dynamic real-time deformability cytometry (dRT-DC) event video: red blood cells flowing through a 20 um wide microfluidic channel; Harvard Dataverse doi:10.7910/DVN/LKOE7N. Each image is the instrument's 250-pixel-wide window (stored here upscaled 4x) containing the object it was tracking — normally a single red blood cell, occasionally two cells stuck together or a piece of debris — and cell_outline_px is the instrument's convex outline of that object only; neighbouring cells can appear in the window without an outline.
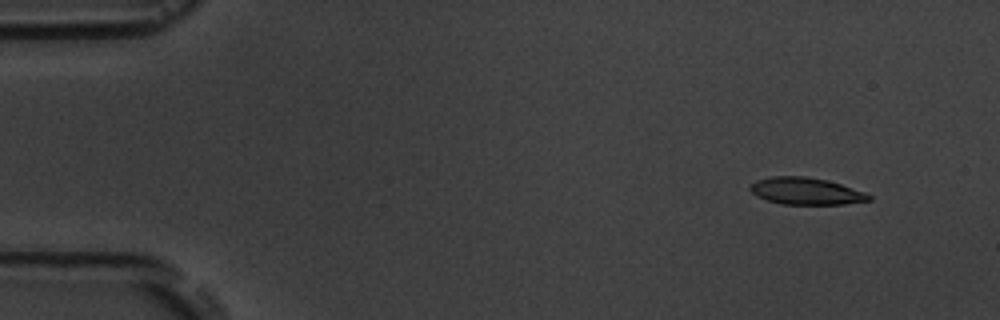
{"species": "common noctule bat (a hibernating species)", "species_latin": "Nyctalus noctula", "temperature_condition": "room temperature", "stored_images_in_passage": 6, "camera_frame_rate_fps": 3000, "um_per_image_px": 0.085, "animal": {"sex": "male", "body_mass_g": 19.5, "forearm_length_mm": 54.6}, "frame": {"image": 1, "passage_image": 2, "time_ms": 1.333, "image_size_px": [1000, 320], "cell_outline_px": [[872, 200], [844, 204], [780, 204], [756, 196], [748, 188], [756, 180], [772, 176], [804, 176], [828, 180], [864, 192], [872, 196]], "centroid_in_image_um": [68.5, 16.24], "position_along_channel_um": 16.5, "area_um2": 18.61}}
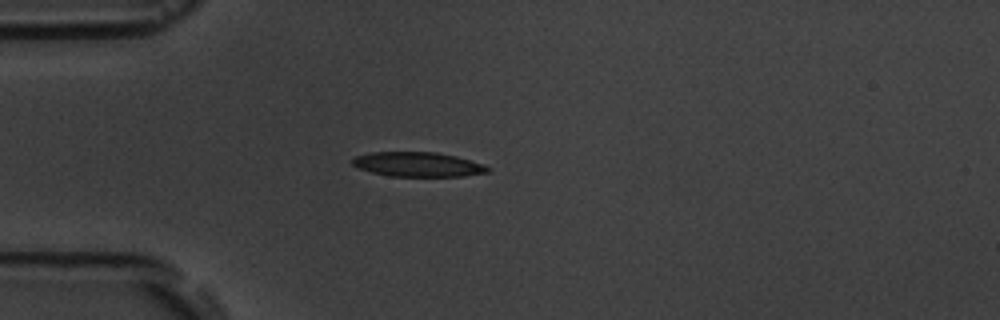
{"frame": {"image": 2, "passage_image": 5, "time_ms": 4.667, "image_size_px": [1000, 320], "cell_outline_px": [[492, 168], [488, 172], [464, 176], [388, 176], [356, 168], [352, 164], [352, 160], [356, 156], [372, 152], [436, 152], [456, 156], [484, 164]], "centroid_in_image_um": [35.53, 13.97], "position_along_channel_um": 49.5, "area_um2": 19.42}}